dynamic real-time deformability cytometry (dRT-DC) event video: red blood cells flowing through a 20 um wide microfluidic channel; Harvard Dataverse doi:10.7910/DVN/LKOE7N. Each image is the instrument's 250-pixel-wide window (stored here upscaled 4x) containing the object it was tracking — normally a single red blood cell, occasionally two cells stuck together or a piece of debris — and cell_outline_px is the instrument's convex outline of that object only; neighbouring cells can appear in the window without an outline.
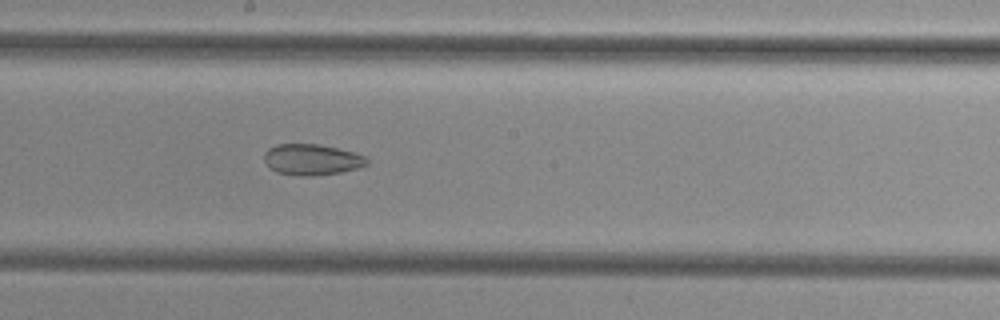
{"species": "common noctule bat (a hibernating species)", "species_latin": "Nyctalus noctula", "temperature_condition": "cold", "stored_images_in_passage": 53, "segment_of_instrument_passage": [2, 2], "camera_frame_rate_fps": 3000, "um_per_image_px": 0.085, "animal": {"sex": "female", "body_mass_g": 29.2, "forearm_length_mm": 56.3}, "frame": {"image": 1, "passage_image": 29, "time_ms": 9.333, "image_size_px": [1000, 320], "cell_outline_px": [[368, 164], [356, 168], [340, 172], [312, 176], [300, 176], [276, 172], [268, 168], [264, 160], [264, 152], [268, 148], [276, 144], [316, 144], [336, 148], [352, 152], [364, 156], [368, 160]], "centroid_in_image_um": [26.44, 13.57], "position_along_channel_um": 221.8, "area_um2": 18.5}}
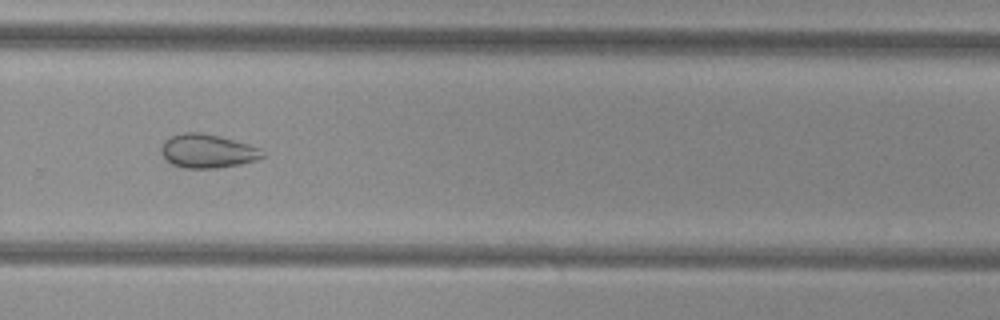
{"frame": {"image": 2, "passage_image": 36, "time_ms": 11.667, "image_size_px": [1000, 320], "cell_outline_px": [[264, 156], [256, 160], [240, 164], [216, 168], [184, 168], [172, 164], [160, 152], [160, 148], [164, 140], [172, 136], [184, 132], [200, 132], [220, 136], [248, 144], [260, 148]], "centroid_in_image_um": [17.62, 12.83], "position_along_channel_um": 312.2, "area_um2": 19.83}}
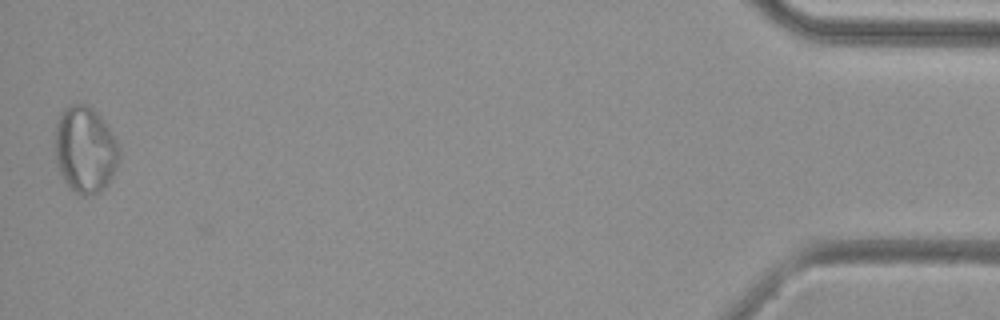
{"frame": {"image": 3, "passage_image": 52, "time_ms": 17.0, "image_size_px": [1000, 320], "cell_outline_px": [[120, 156], [116, 168], [112, 176], [104, 188], [100, 192], [84, 196], [68, 188], [56, 164], [56, 124], [60, 112], [64, 108], [72, 104], [88, 104], [108, 124], [120, 148]], "centroid_in_image_um": [7.25, 12.71], "position_along_channel_um": 428.0, "area_um2": 32.54}}